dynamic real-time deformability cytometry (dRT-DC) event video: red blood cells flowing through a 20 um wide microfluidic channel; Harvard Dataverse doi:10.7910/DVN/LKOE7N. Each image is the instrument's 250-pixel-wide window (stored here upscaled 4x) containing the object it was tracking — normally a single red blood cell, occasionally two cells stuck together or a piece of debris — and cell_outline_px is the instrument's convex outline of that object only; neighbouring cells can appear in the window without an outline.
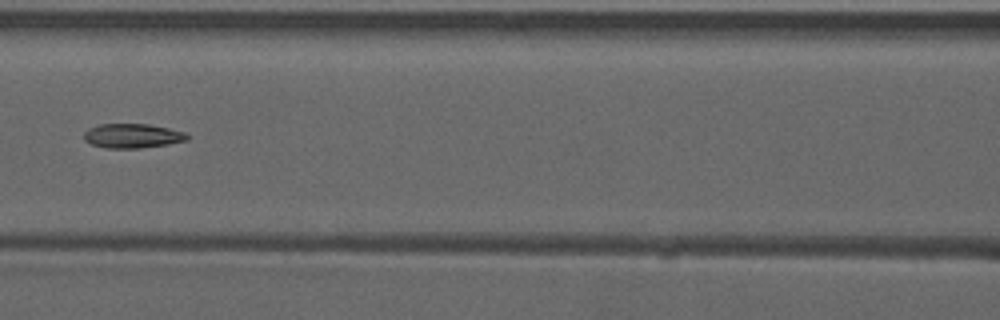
{"species": "common noctule bat (a hibernating species)", "species_latin": "Nyctalus noctula", "temperature_condition": "warm", "stored_images_in_passage": 7, "camera_frame_rate_fps": 3000, "um_per_image_px": 0.085, "animal": {"sex": "male", "forearm_length_mm": 52.5}, "frame": {"image": 1, "passage_image": 6, "time_ms": 1.667, "image_size_px": [1000, 320], "cell_outline_px": [[188, 140], [168, 144], [140, 148], [108, 148], [92, 144], [84, 140], [84, 132], [88, 128], [100, 124], [148, 124], [168, 128], [184, 132], [188, 136]], "centroid_in_image_um": [11.24, 11.54], "position_along_channel_um": 155.4, "area_um2": 14.57}}
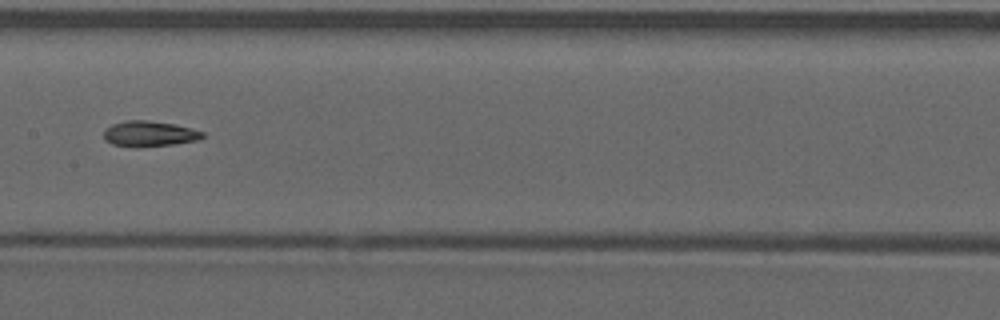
{"frame": {"image": 2, "passage_image": 7, "time_ms": 2.0, "image_size_px": [1000, 320], "cell_outline_px": [[204, 136], [196, 140], [172, 144], [136, 148], [112, 144], [104, 140], [104, 132], [112, 124], [128, 120], [144, 120], [172, 124], [192, 128], [204, 132]], "centroid_in_image_um": [12.67, 11.38], "position_along_channel_um": 194.7, "area_um2": 14.57}}